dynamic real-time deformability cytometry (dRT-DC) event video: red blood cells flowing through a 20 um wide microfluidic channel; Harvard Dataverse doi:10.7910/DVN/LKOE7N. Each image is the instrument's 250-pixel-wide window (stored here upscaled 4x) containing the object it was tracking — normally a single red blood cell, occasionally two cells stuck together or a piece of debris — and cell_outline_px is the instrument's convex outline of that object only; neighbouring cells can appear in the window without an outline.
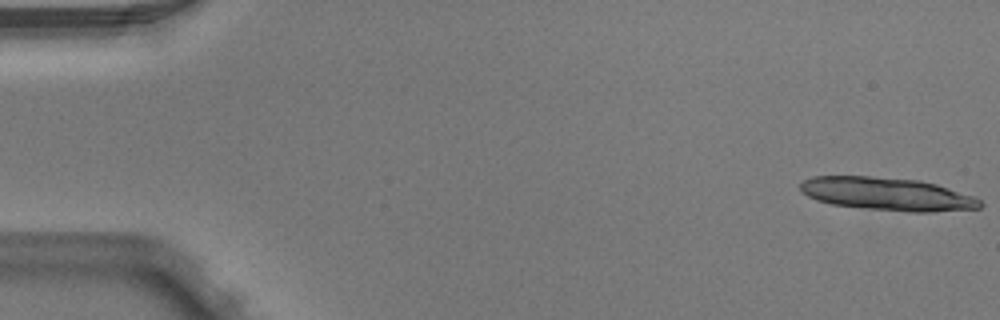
{"species": "Egyptian fruit bat (a non-hibernating species)", "species_latin": "Rousettus aegyptiacus", "temperature_condition": "warm", "stored_images_in_passage": 5, "camera_frame_rate_fps": 3000, "um_per_image_px": 0.085, "animal": {"sex": "male"}, "frame": {"image": 1, "passage_image": 1, "time_ms": 0.0, "image_size_px": [1000, 320], "cell_outline_px": [[984, 204], [980, 208], [932, 212], [908, 212], [868, 208], [832, 204], [816, 200], [800, 192], [800, 184], [804, 180], [812, 176], [872, 176], [920, 180], [936, 184], [976, 196]], "centroid_in_image_um": [75.44, 16.48], "position_along_channel_um": 9.6, "area_um2": 34.74}}